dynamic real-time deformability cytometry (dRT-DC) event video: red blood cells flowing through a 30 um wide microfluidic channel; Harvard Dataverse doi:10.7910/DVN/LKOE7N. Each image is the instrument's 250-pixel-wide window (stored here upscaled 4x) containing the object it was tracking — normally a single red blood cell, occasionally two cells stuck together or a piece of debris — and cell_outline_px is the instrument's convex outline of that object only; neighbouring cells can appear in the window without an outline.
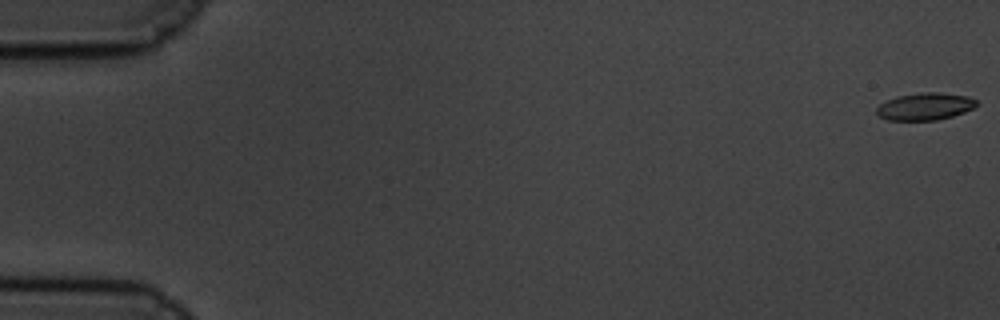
{"species": "common noctule bat (a hibernating species)", "species_latin": "Nyctalus noctula", "temperature_condition": "cold", "stored_images_in_passage": 61, "camera_frame_rate_fps": 3000, "um_per_image_px": 0.085, "animal": {"sex": "male", "body_mass_g": 19.5, "forearm_length_mm": 54.6}, "frame": {"image": 1, "passage_image": 1, "time_ms": 0.0, "image_size_px": [1000, 320], "cell_outline_px": [[980, 104], [964, 112], [952, 116], [936, 120], [888, 120], [880, 116], [876, 112], [876, 108], [880, 104], [896, 96], [920, 92], [940, 92], [968, 96], [976, 100]], "centroid_in_image_um": [78.64, 9.04], "position_along_channel_um": 6.4, "area_um2": 15.9}}
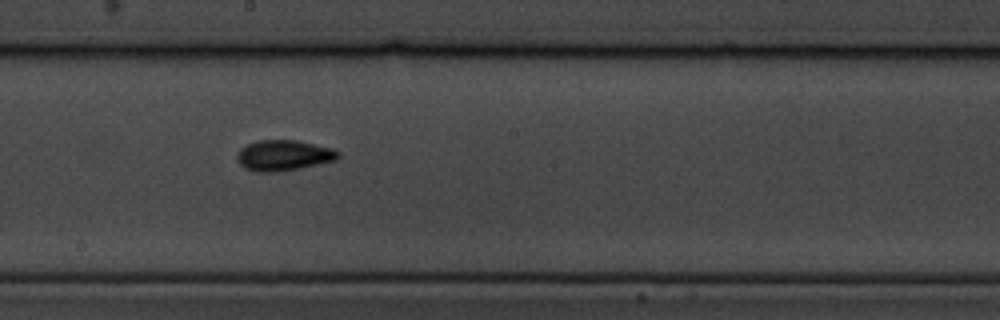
{"frame": {"image": 2, "passage_image": 34, "time_ms": 11.0, "image_size_px": [1000, 320], "cell_outline_px": [[340, 156], [336, 160], [300, 168], [280, 172], [256, 172], [244, 168], [240, 164], [236, 156], [240, 148], [248, 144], [260, 140], [296, 140], [332, 148], [340, 152]], "centroid_in_image_um": [24.1, 13.21], "position_along_channel_um": 224.1, "area_um2": 18.09}}
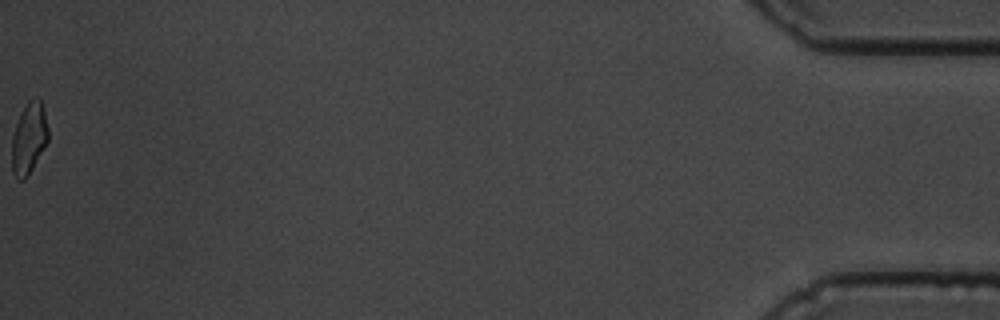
{"frame": {"image": 3, "passage_image": 61, "time_ms": 20.0, "image_size_px": [1000, 320], "cell_outline_px": [[48, 140], [28, 176], [24, 180], [16, 180], [12, 172], [12, 136], [20, 112], [28, 100], [36, 96], [40, 100], [44, 108], [48, 128]], "centroid_in_image_um": [2.45, 11.74], "position_along_channel_um": 432.8, "area_um2": 15.26}, "authors_computed_cell_mechanics": {"area_um2": 16.2418, "velocity_mm_per_s": 3.3852, "shape_relaxation_time_tau1_ms": 3.6565, "shape_relaxation_time_tau2_ms": 5.0038, "deformation_change_tau1": 0.113, "deformation_change_tau2": 0.0978}}